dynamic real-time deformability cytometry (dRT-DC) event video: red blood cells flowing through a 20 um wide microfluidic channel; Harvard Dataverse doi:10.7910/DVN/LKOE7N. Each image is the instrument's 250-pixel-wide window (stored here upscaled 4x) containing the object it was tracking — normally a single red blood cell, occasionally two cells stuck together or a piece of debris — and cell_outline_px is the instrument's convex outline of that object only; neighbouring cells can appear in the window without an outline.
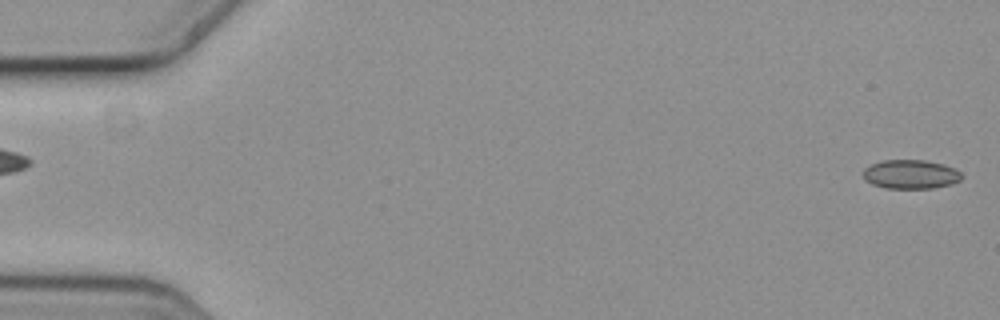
{"species": "common noctule bat (a hibernating species)", "species_latin": "Nyctalus noctula", "temperature_condition": "cold", "stored_images_in_passage": 9, "camera_frame_rate_fps": 3000, "um_per_image_px": 0.085, "animal": {"sex": "female", "body_mass_g": 19.3, "forearm_length_mm": 54.1}, "frame": {"image": 1, "passage_image": 1, "time_ms": 0.0, "image_size_px": [1000, 320], "cell_outline_px": [[964, 176], [960, 180], [948, 184], [932, 188], [888, 188], [872, 184], [864, 180], [864, 168], [880, 160], [924, 160], [944, 164], [956, 168]], "centroid_in_image_um": [77.41, 14.8], "position_along_channel_um": 7.6, "area_um2": 16.65}}
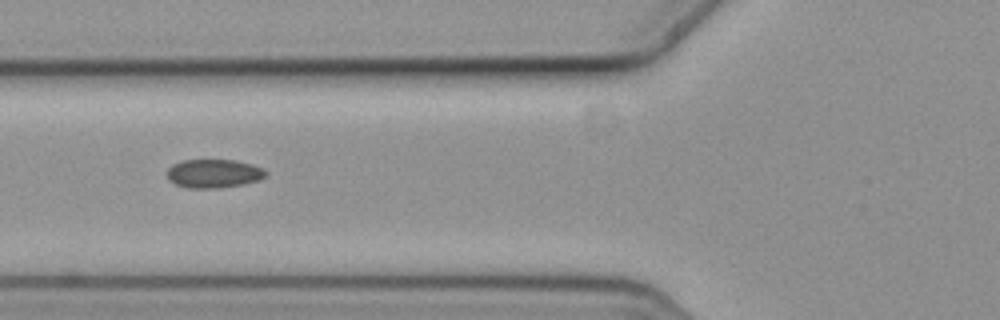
{"frame": {"image": 2, "passage_image": 7, "time_ms": 2.0, "image_size_px": [1000, 320], "cell_outline_px": [[268, 176], [260, 180], [244, 184], [220, 188], [188, 188], [176, 184], [168, 180], [168, 168], [172, 164], [184, 160], [236, 160], [252, 164], [264, 168], [268, 172]], "centroid_in_image_um": [18.22, 14.75], "position_along_channel_um": 107.6, "area_um2": 16.7}}
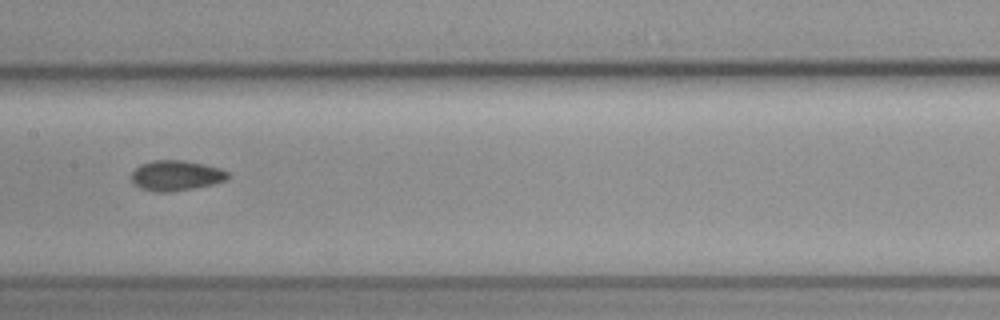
{"frame": {"image": 3, "passage_image": 9, "time_ms": 2.667, "image_size_px": [1000, 320], "cell_outline_px": [[228, 176], [224, 180], [212, 184], [172, 192], [156, 192], [140, 188], [132, 180], [132, 172], [140, 164], [152, 160], [184, 160], [204, 164], [220, 168], [228, 172]], "centroid_in_image_um": [14.94, 14.91], "position_along_channel_um": 192.5, "area_um2": 16.88}}